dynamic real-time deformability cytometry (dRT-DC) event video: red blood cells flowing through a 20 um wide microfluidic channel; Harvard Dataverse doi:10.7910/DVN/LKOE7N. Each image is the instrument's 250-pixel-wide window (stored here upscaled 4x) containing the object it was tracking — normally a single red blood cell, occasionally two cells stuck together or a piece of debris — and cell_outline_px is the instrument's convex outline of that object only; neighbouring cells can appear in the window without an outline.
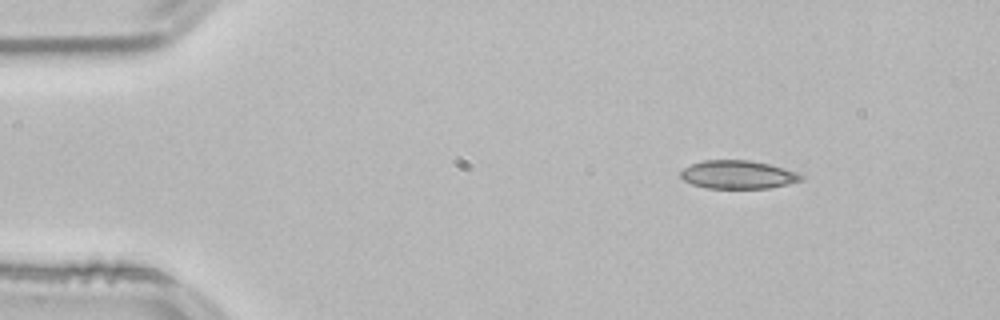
{"species": "common noctule bat (a hibernating species)", "species_latin": "Nyctalus noctula", "temperature_condition": "room temperature", "stored_images_in_passage": 47, "camera_frame_rate_fps": 3000, "um_per_image_px": 0.085, "animal": {"sex": "male", "body_mass_g": 21.5, "forearm_length_mm": 52.0}, "frame": {"image": 1, "passage_image": 1, "time_ms": 0.0, "image_size_px": [1000, 320], "cell_outline_px": [[804, 180], [788, 184], [768, 188], [704, 188], [692, 184], [684, 180], [680, 176], [680, 172], [684, 168], [692, 164], [704, 160], [748, 160], [768, 164], [784, 168], [796, 172], [804, 176]], "centroid_in_image_um": [62.73, 14.85], "position_along_channel_um": 22.3, "area_um2": 19.83}}
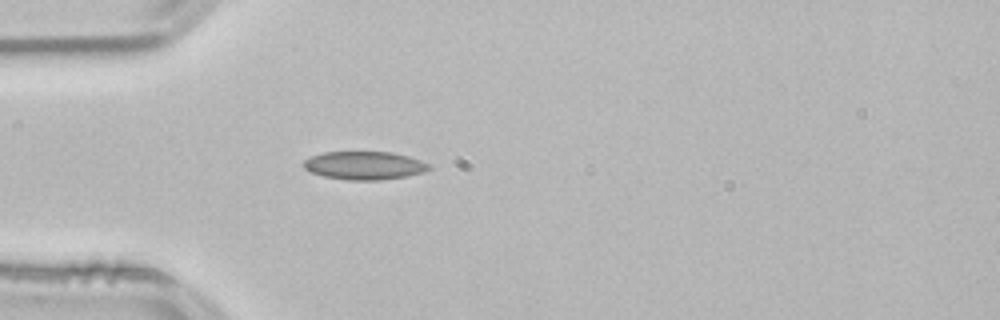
{"frame": {"image": 2, "passage_image": 9, "time_ms": 2.667, "image_size_px": [1000, 320], "cell_outline_px": [[432, 168], [408, 176], [380, 180], [348, 180], [324, 176], [312, 172], [304, 168], [304, 160], [312, 156], [324, 152], [392, 152], [408, 156], [432, 164]], "centroid_in_image_um": [31.0, 14.06], "position_along_channel_um": 54.0, "area_um2": 20.52}}
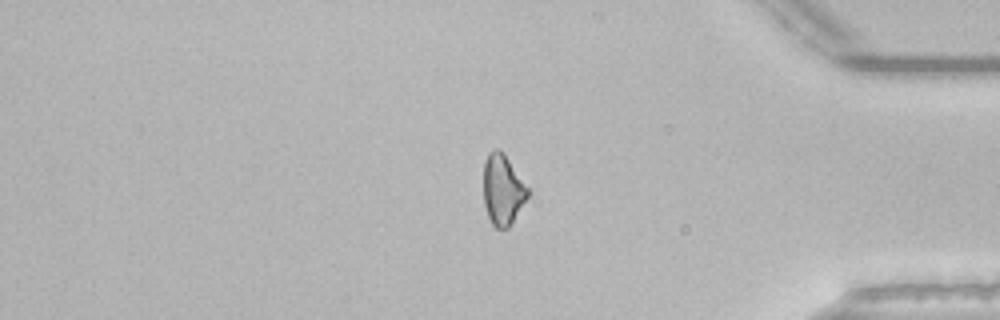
{"frame": {"image": 3, "passage_image": 38, "time_ms": 12.333, "image_size_px": [1000, 320], "cell_outline_px": [[528, 196], [508, 228], [496, 228], [492, 224], [488, 216], [484, 204], [484, 160], [488, 152], [492, 148], [496, 148], [508, 160], [528, 188]], "centroid_in_image_um": [42.7, 16.13], "position_along_channel_um": 392.5, "area_um2": 17.74}, "authors_computed_cell_mechanics": {"area_um2": 19.2474, "velocity_mm_per_s": 3.8353, "shape_relaxation_time_tau1_ms": null, "shape_relaxation_time_tau2_ms": 5.0675, "deformation_change_tau1": null, "deformation_change_tau2": 0.1163}}